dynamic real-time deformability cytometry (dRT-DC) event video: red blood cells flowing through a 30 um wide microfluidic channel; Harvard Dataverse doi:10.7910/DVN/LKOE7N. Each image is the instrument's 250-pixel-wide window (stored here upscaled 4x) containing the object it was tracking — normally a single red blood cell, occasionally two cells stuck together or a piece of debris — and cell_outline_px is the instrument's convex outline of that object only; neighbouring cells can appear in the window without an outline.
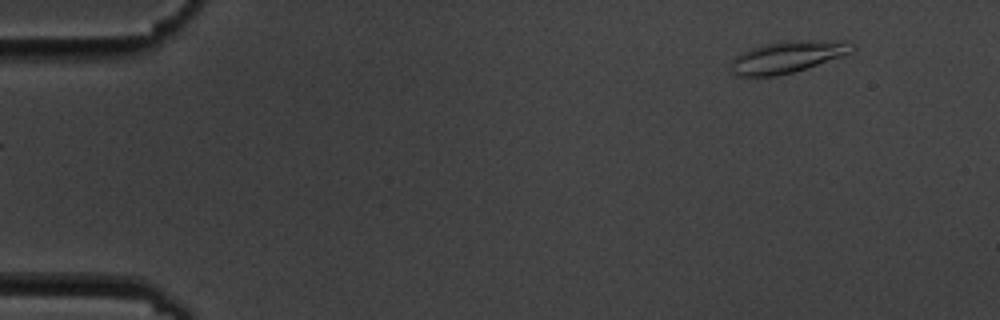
{"species": "common noctule bat (a hibernating species)", "species_latin": "Nyctalus noctula", "temperature_condition": "cold", "stored_images_in_passage": 3, "camera_frame_rate_fps": 3000, "um_per_image_px": 0.085, "animal": {"sex": "male", "body_mass_g": 19.5, "forearm_length_mm": 54.6}, "frame": {"image": 1, "passage_image": 3, "time_ms": 3.333, "image_size_px": [1000, 320], "cell_outline_px": [[856, 48], [852, 52], [792, 72], [776, 76], [736, 76], [732, 72], [732, 60], [740, 52], [764, 44], [796, 40], [812, 40], [844, 44]], "centroid_in_image_um": [66.79, 4.86], "position_along_channel_um": 18.2, "area_um2": 21.39}}